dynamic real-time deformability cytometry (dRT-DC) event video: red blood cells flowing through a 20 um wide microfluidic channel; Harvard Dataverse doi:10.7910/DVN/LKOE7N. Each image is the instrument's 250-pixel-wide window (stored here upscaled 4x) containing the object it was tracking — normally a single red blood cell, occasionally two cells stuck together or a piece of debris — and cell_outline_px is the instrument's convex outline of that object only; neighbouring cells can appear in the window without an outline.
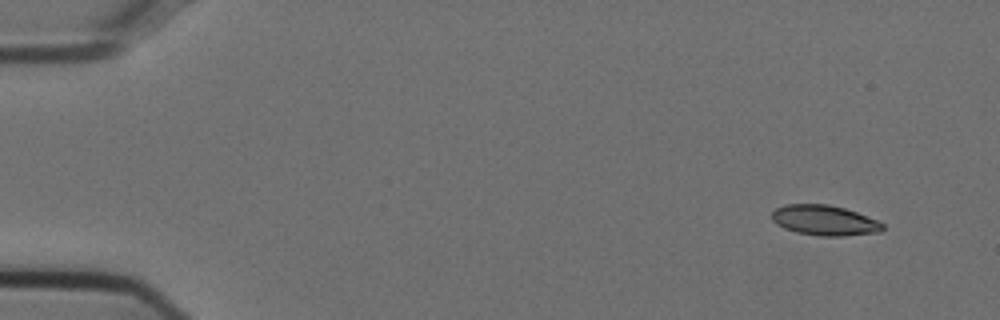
{"species": "Egyptian fruit bat (a non-hibernating species)", "species_latin": "Rousettus aegyptiacus", "temperature_condition": "cold", "stored_images_in_passage": 17, "camera_frame_rate_fps": 3000, "um_per_image_px": 0.085, "animal": {"sex": "female"}, "frame": {"image": 1, "passage_image": 1, "time_ms": 0.0, "image_size_px": [1000, 320], "cell_outline_px": [[884, 228], [880, 232], [844, 236], [820, 236], [796, 232], [784, 228], [776, 224], [772, 220], [772, 212], [776, 208], [784, 204], [828, 204], [844, 208], [856, 212], [876, 220], [884, 224]], "centroid_in_image_um": [70.06, 18.73], "position_along_channel_um": 14.9, "area_um2": 19.54}}
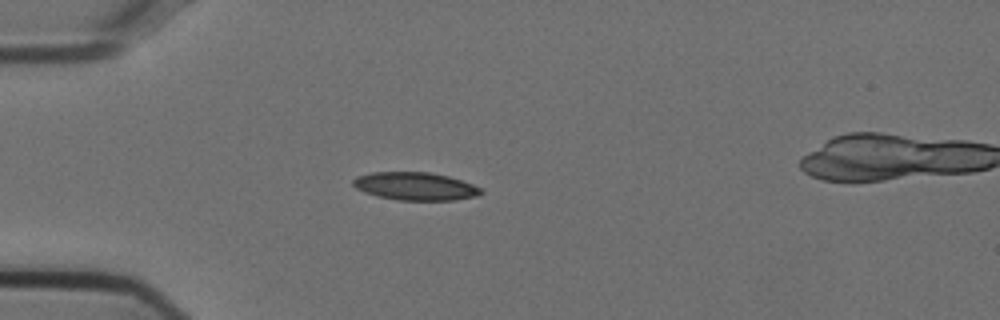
{"frame": {"image": 2, "passage_image": 12, "time_ms": 3.667, "image_size_px": [1000, 320], "cell_outline_px": [[484, 192], [476, 196], [452, 200], [396, 200], [376, 196], [364, 192], [356, 188], [352, 184], [352, 180], [356, 176], [372, 172], [428, 172], [448, 176], [484, 188]], "centroid_in_image_um": [35.28, 15.83], "position_along_channel_um": 49.7, "area_um2": 20.92}}
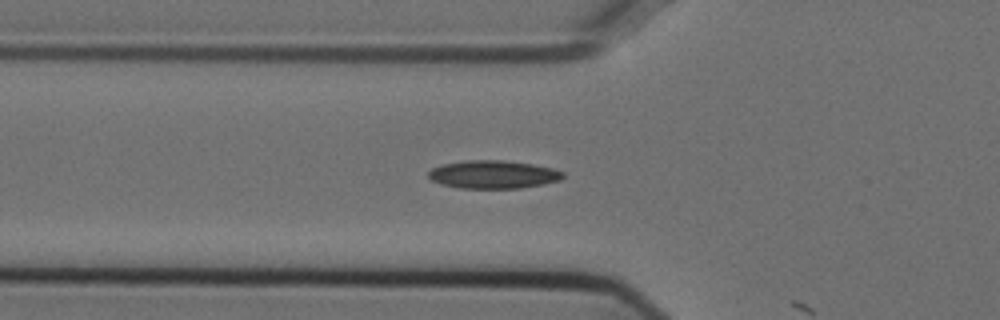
{"frame": {"image": 3, "passage_image": 16, "time_ms": 5.0, "image_size_px": [1000, 320], "cell_outline_px": [[564, 176], [560, 180], [544, 184], [520, 188], [460, 188], [440, 184], [432, 180], [428, 176], [428, 172], [432, 168], [440, 164], [464, 160], [504, 160], [532, 164], [552, 168], [564, 172]], "centroid_in_image_um": [41.9, 14.82], "position_along_channel_um": 83.9, "area_um2": 22.14}}